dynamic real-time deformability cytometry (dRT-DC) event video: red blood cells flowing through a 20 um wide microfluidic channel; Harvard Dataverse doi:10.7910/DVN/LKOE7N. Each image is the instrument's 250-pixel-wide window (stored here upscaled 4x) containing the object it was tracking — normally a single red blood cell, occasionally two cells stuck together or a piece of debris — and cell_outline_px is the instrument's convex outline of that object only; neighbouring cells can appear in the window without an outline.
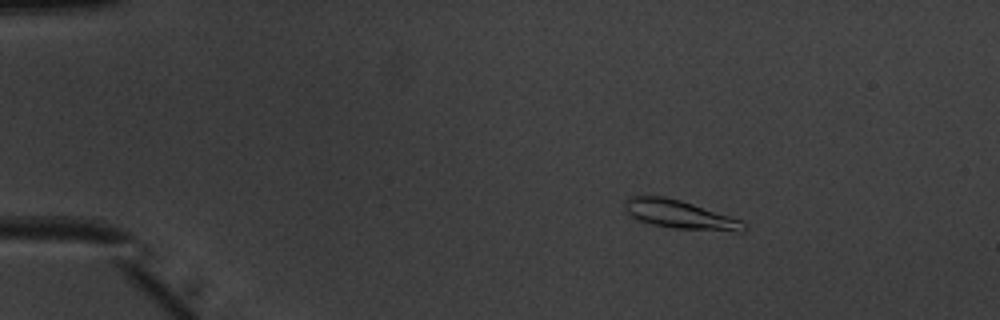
{"species": "common noctule bat (a hibernating species)", "species_latin": "Nyctalus noctula", "temperature_condition": "warm", "stored_images_in_passage": 50, "camera_frame_rate_fps": 3000, "um_per_image_px": 0.085, "animal": {"sex": "male", "body_mass_g": 20.1, "forearm_length_mm": 53.5}, "frame": {"image": 1, "passage_image": 7, "time_ms": 2.0, "image_size_px": [1000, 320], "cell_outline_px": [[748, 228], [740, 232], [736, 232], [672, 228], [652, 224], [640, 220], [632, 216], [624, 208], [628, 200], [632, 196], [664, 196], [680, 200], [740, 220]], "centroid_in_image_um": [57.82, 18.25], "position_along_channel_um": 27.2, "area_um2": 19.31}}
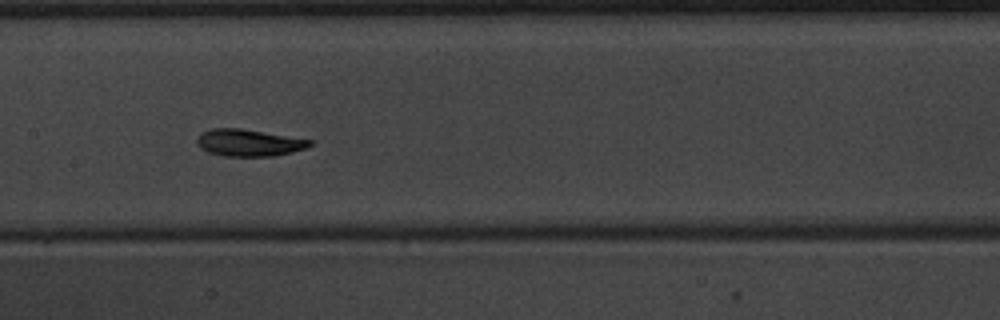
{"frame": {"image": 2, "passage_image": 25, "time_ms": 8.0, "image_size_px": [1000, 320], "cell_outline_px": [[316, 140], [308, 148], [292, 152], [272, 156], [224, 156], [208, 152], [200, 148], [196, 144], [196, 140], [200, 132], [212, 128], [240, 128]], "centroid_in_image_um": [21.17, 12.12], "position_along_channel_um": 186.2, "area_um2": 18.03}}
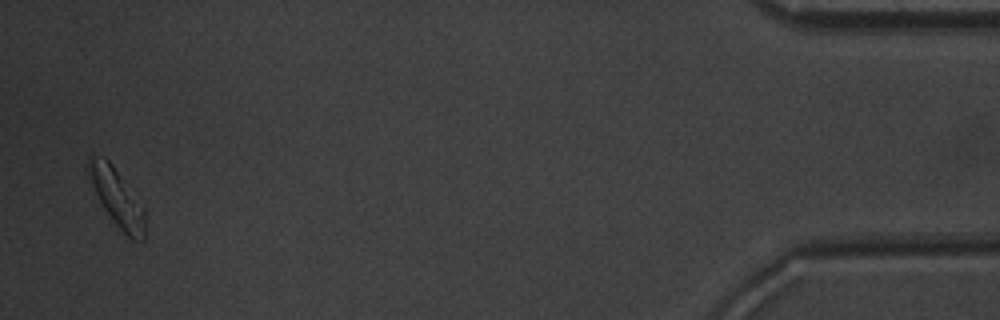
{"frame": {"image": 3, "passage_image": 49, "time_ms": 16.0, "image_size_px": [1000, 320], "cell_outline_px": [[144, 240], [132, 240], [116, 224], [104, 208], [84, 168], [88, 156], [104, 156], [112, 164], [144, 208]], "centroid_in_image_um": [9.89, 16.73], "position_along_channel_um": 425.3, "area_um2": 18.55}, "authors_computed_cell_mechanics": {"area_um2": 17.9758, "velocity_mm_per_s": 3.9627, "shape_relaxation_time_tau1_ms": 2.4461, "shape_relaxation_time_tau2_ms": 1.6423, "deformation_change_tau1": 0.1015, "deformation_change_tau2": 0.0444}}